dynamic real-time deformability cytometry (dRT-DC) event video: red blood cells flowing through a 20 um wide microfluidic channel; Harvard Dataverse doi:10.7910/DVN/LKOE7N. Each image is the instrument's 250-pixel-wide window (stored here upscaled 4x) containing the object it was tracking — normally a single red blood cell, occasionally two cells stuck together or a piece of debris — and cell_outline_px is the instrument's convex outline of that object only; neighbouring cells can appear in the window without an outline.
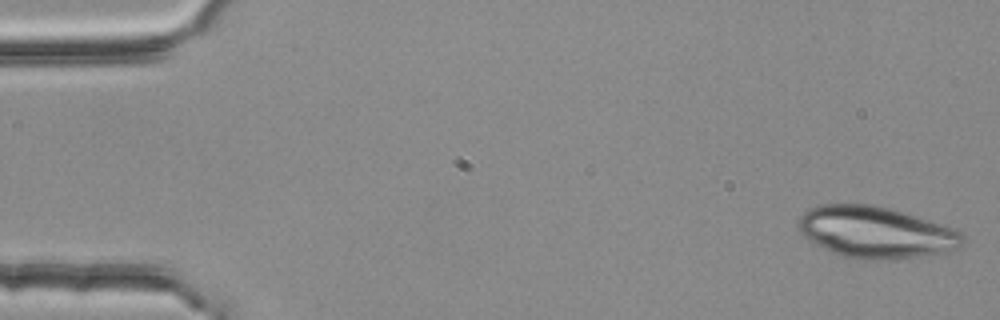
{"species": "common noctule bat (a hibernating species)", "species_latin": "Nyctalus noctula", "temperature_condition": "room temperature", "stored_images_in_passage": 3, "camera_frame_rate_fps": 3000, "um_per_image_px": 0.085, "animal": {"sex": "female", "body_mass_g": 25.1}, "frame": {"image": 1, "passage_image": 3, "time_ms": 0.667, "image_size_px": [1000, 320], "cell_outline_px": [[964, 244], [960, 248], [944, 252], [888, 260], [868, 260], [844, 256], [832, 252], [808, 240], [800, 232], [796, 224], [800, 216], [808, 208], [820, 204], [868, 204], [892, 208], [952, 228], [960, 232], [964, 236]], "centroid_in_image_um": [74.41, 19.73], "position_along_channel_um": 10.6, "area_um2": 49.3}}